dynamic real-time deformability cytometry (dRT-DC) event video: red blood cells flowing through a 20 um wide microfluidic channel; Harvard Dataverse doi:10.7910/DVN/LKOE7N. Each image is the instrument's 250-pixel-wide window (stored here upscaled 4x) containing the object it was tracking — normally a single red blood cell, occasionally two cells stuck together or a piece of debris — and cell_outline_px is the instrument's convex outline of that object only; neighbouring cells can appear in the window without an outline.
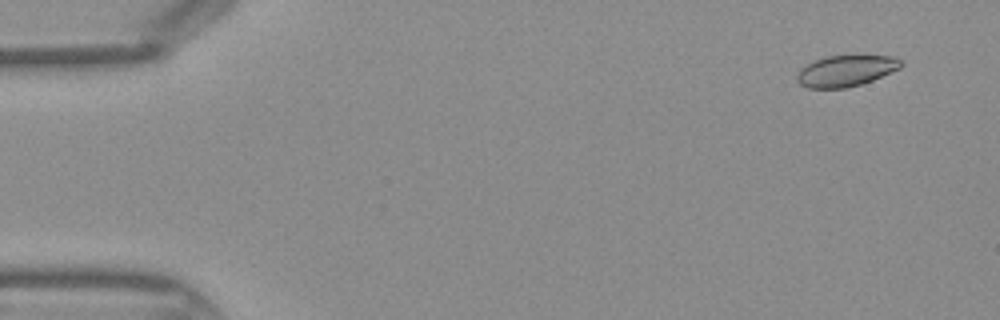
{"species": "Egyptian fruit bat (a non-hibernating species)", "species_latin": "Rousettus aegyptiacus", "temperature_condition": "warm", "stored_images_in_passage": 44, "camera_frame_rate_fps": 3000, "um_per_image_px": 0.085, "frame": {"image": 1, "passage_image": 3, "time_ms": 0.667, "image_size_px": [1000, 320], "cell_outline_px": [[904, 64], [900, 68], [872, 80], [860, 84], [844, 88], [808, 88], [800, 84], [796, 80], [796, 76], [800, 68], [824, 56], [892, 56], [900, 60]], "centroid_in_image_um": [71.87, 6.02], "position_along_channel_um": 13.1, "area_um2": 18.67}}
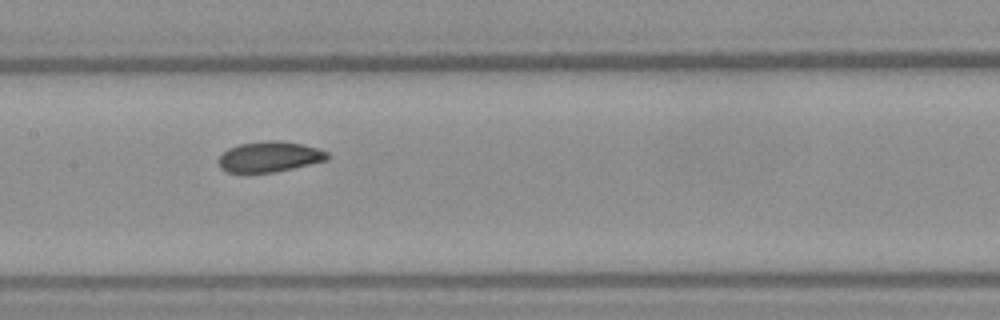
{"frame": {"image": 2, "passage_image": 22, "time_ms": 7.0, "image_size_px": [1000, 320], "cell_outline_px": [[328, 160], [276, 172], [248, 176], [240, 176], [224, 172], [220, 168], [216, 160], [228, 148], [240, 144], [268, 140], [276, 140], [300, 144], [316, 148], [328, 152]], "centroid_in_image_um": [22.79, 13.39], "position_along_channel_um": 184.6, "area_um2": 20.17}}
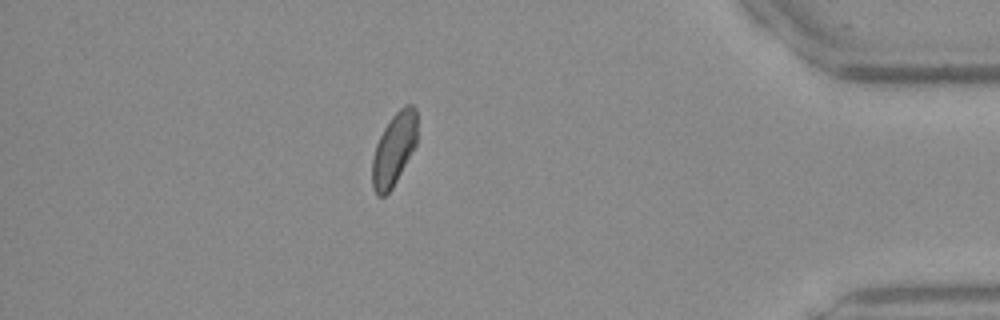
{"frame": {"image": 3, "passage_image": 39, "time_ms": 12.667, "image_size_px": [1000, 320], "cell_outline_px": [[416, 144], [392, 188], [384, 196], [376, 196], [372, 188], [372, 160], [376, 144], [384, 128], [392, 116], [404, 104], [412, 104], [416, 108]], "centroid_in_image_um": [33.47, 12.68], "position_along_channel_um": 401.7, "area_um2": 18.84}}